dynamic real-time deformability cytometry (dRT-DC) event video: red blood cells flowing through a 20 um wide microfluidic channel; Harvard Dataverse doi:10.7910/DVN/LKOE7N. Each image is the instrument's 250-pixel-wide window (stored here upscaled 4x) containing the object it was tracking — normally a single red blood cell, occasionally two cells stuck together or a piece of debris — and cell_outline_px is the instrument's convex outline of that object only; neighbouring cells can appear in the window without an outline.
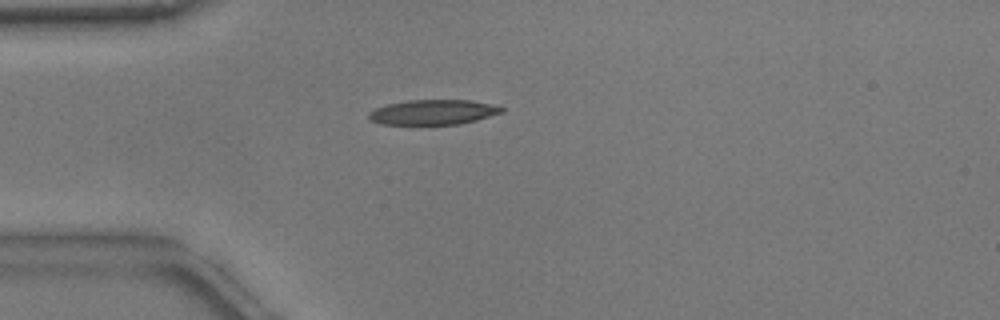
{"species": "common noctule bat (a hibernating species)", "species_latin": "Nyctalus noctula", "temperature_condition": "warm", "stored_images_in_passage": 47, "camera_frame_rate_fps": 3000, "um_per_image_px": 0.085, "animal": {"sex": "male", "body_mass_g": 17.9}, "frame": {"image": 1, "passage_image": 8, "time_ms": 2.333, "image_size_px": [1000, 320], "cell_outline_px": [[504, 112], [476, 120], [460, 124], [380, 124], [368, 120], [368, 112], [376, 108], [388, 104], [408, 100], [472, 100], [504, 108]], "centroid_in_image_um": [36.78, 9.54], "position_along_channel_um": 48.2, "area_um2": 19.25}}
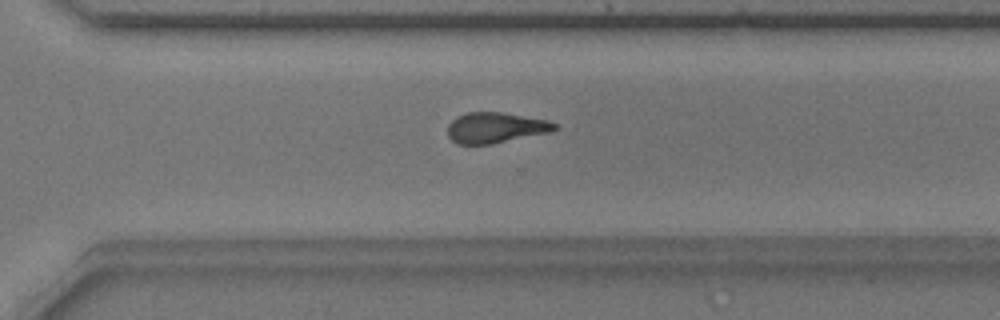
{"frame": {"image": 2, "passage_image": 31, "time_ms": 10.0, "image_size_px": [1000, 320], "cell_outline_px": [[556, 128], [548, 132], [492, 144], [456, 144], [448, 136], [448, 124], [456, 116], [468, 112], [500, 112], [548, 120], [556, 124]], "centroid_in_image_um": [42.06, 10.85], "position_along_channel_um": 328.5, "area_um2": 18.9}}
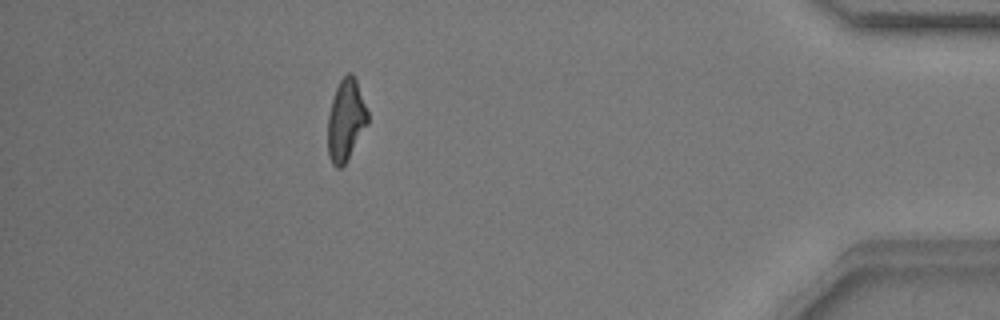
{"frame": {"image": 3, "passage_image": 41, "time_ms": 13.333, "image_size_px": [1000, 320], "cell_outline_px": [[368, 124], [344, 164], [340, 168], [336, 168], [332, 164], [328, 156], [328, 116], [332, 100], [336, 88], [340, 80], [348, 72], [352, 72], [356, 80], [368, 112]], "centroid_in_image_um": [29.39, 10.21], "position_along_channel_um": 405.8, "area_um2": 18.79}, "authors_computed_cell_mechanics": {"area_um2": 19.1896, "velocity_mm_per_s": 3.8133, "shape_relaxation_time_tau1_ms": null, "shape_relaxation_time_tau2_ms": 3.7413, "deformation_change_tau1": null, "deformation_change_tau2": 0.1486}}